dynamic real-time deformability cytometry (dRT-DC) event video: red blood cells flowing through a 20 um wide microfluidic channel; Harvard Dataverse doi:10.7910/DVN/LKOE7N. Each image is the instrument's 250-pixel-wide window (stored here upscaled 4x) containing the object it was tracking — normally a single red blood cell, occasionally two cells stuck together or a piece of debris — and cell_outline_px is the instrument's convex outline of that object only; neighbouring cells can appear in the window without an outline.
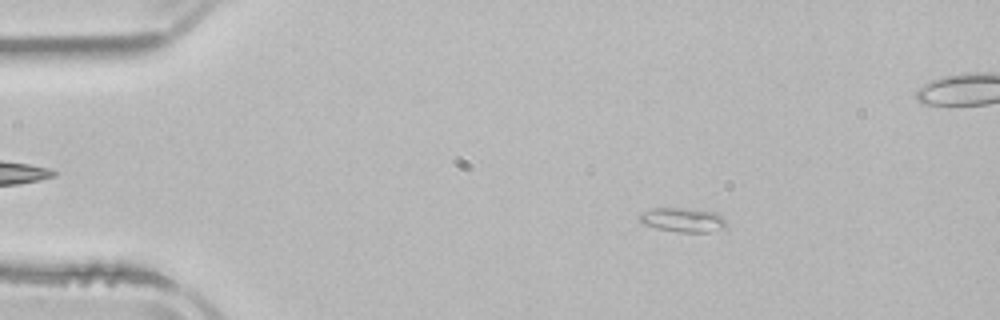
{"species": "common noctule bat (a hibernating species)", "species_latin": "Nyctalus noctula", "temperature_condition": "room temperature", "stored_images_in_passage": 5, "camera_frame_rate_fps": 3000, "um_per_image_px": 0.085, "animal": {"sex": "male", "body_mass_g": 21.5, "forearm_length_mm": 52.0}, "frame": {"image": 1, "passage_image": 2, "time_ms": 1.667, "image_size_px": [1000, 320], "cell_outline_px": [[728, 224], [724, 228], [708, 232], [676, 232], [656, 228], [644, 224], [640, 220], [640, 212], [652, 208], [680, 208], [716, 212], [724, 216]], "centroid_in_image_um": [58.07, 18.69], "position_along_channel_um": 26.9, "area_um2": 12.37}}